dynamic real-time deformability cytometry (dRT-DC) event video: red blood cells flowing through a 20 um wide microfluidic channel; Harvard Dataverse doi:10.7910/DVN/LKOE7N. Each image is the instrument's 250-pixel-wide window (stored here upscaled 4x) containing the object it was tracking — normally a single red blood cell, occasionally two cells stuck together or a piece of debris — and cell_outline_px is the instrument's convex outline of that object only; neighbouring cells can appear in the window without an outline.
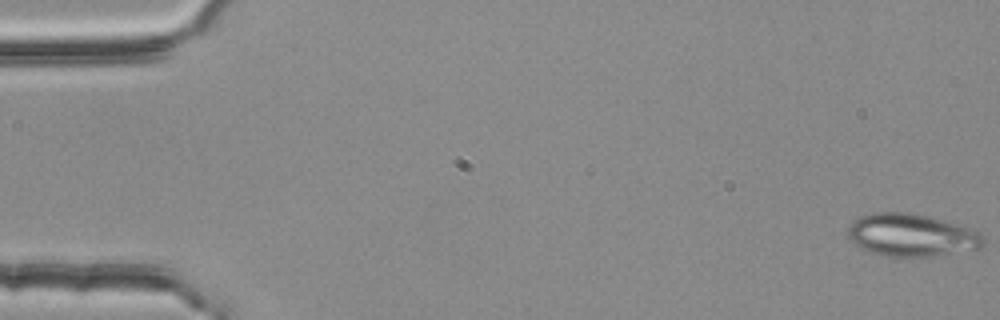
{"species": "common noctule bat (a hibernating species)", "species_latin": "Nyctalus noctula", "temperature_condition": "room temperature", "stored_images_in_passage": 3, "camera_frame_rate_fps": 3000, "um_per_image_px": 0.085, "animal": {"sex": "female", "body_mass_g": 25.1}, "frame": {"image": 1, "passage_image": 1, "time_ms": 0.0, "image_size_px": [1000, 320], "cell_outline_px": [[984, 244], [980, 248], [932, 256], [884, 256], [872, 252], [856, 244], [848, 236], [848, 224], [860, 216], [872, 212], [912, 212], [928, 216], [968, 228], [984, 236]], "centroid_in_image_um": [77.44, 19.97], "position_along_channel_um": 7.6, "area_um2": 33.23}}